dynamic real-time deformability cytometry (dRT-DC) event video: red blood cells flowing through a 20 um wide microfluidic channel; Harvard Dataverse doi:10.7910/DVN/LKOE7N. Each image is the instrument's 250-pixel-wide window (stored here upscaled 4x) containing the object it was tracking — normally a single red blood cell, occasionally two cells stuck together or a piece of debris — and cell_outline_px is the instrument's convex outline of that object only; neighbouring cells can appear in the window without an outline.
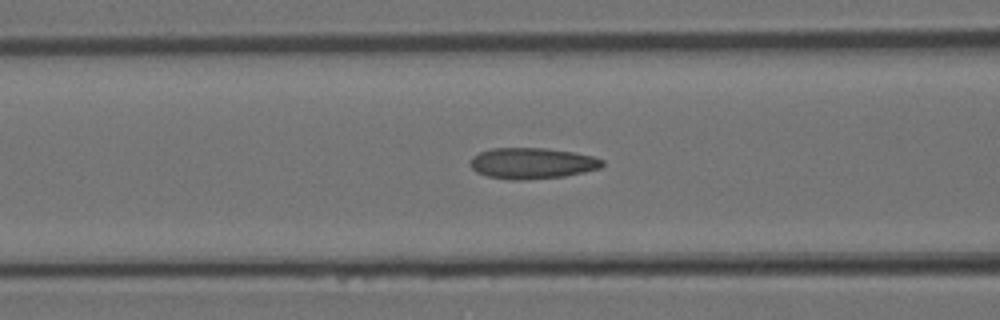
{"species": "Egyptian fruit bat (a non-hibernating species)", "species_latin": "Rousettus aegyptiacus", "temperature_condition": "room temperature", "stored_images_in_passage": 20, "camera_frame_rate_fps": 3000, "um_per_image_px": 0.085, "animal": {"sex": "female"}, "frame": {"image": 1, "passage_image": 4, "time_ms": 1.0, "image_size_px": [1000, 320], "cell_outline_px": [[604, 164], [600, 168], [584, 172], [564, 176], [520, 180], [512, 180], [488, 176], [476, 172], [468, 164], [472, 156], [480, 152], [492, 148], [544, 148], [572, 152], [592, 156], [604, 160]], "centroid_in_image_um": [45.2, 13.87], "position_along_channel_um": 121.4, "area_um2": 23.81}}
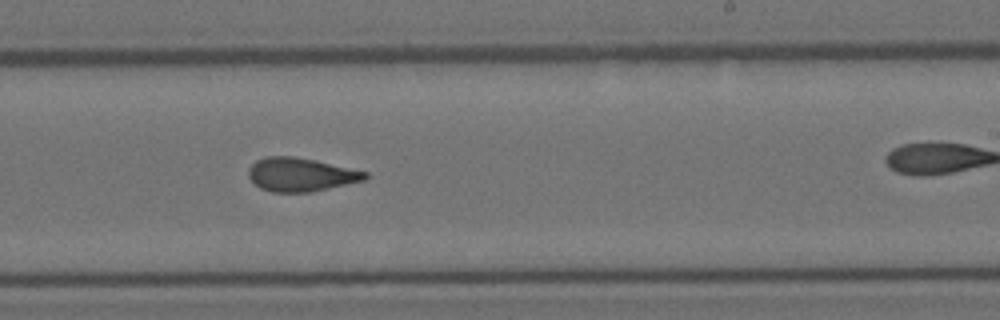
{"frame": {"image": 2, "passage_image": 12, "time_ms": 3.667, "image_size_px": [1000, 320], "cell_outline_px": [[368, 176], [364, 180], [312, 192], [272, 192], [260, 188], [248, 176], [248, 168], [256, 160], [264, 156], [292, 156], [312, 160], [368, 172]], "centroid_in_image_um": [25.52, 14.84], "position_along_channel_um": 263.5, "area_um2": 22.6}}
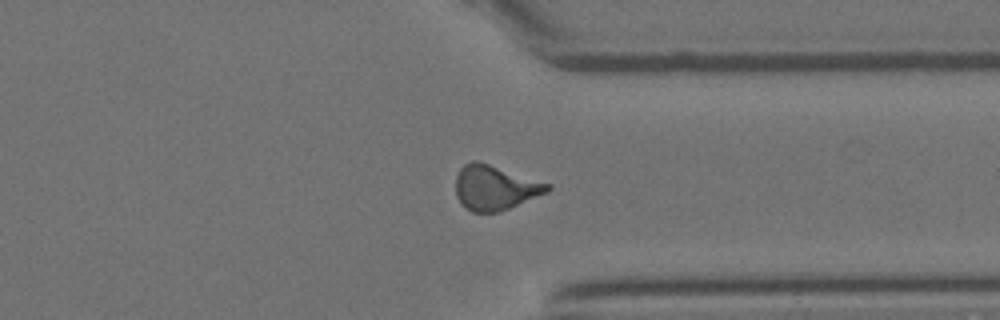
{"frame": {"image": 3, "passage_image": 18, "time_ms": 5.667, "image_size_px": [1000, 320], "cell_outline_px": [[552, 188], [548, 192], [500, 212], [472, 212], [464, 208], [460, 204], [456, 196], [456, 176], [460, 168], [464, 164], [472, 160], [476, 160], [552, 184]], "centroid_in_image_um": [42.06, 15.96], "position_along_channel_um": 369.3, "area_um2": 24.1}}